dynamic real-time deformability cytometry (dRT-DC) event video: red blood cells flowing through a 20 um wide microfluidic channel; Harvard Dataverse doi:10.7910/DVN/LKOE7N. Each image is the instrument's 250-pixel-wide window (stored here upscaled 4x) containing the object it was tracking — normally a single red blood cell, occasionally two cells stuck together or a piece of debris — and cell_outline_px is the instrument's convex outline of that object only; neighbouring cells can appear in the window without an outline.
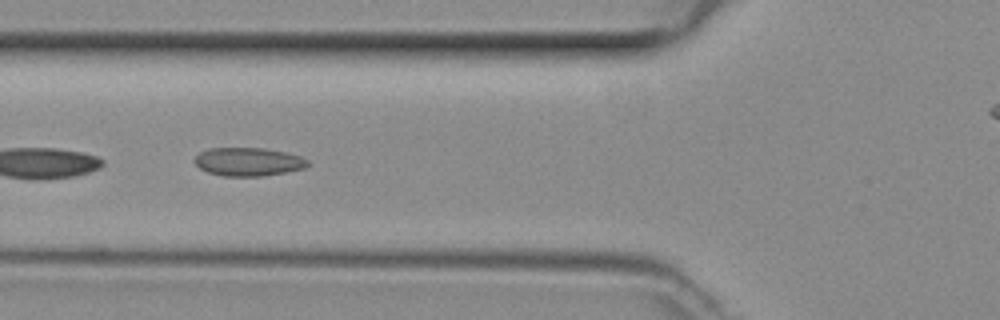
{"species": "common noctule bat (a hibernating species)", "species_latin": "Nyctalus noctula", "temperature_condition": "room temperature", "stored_images_in_passage": 21, "camera_frame_rate_fps": 3000, "um_per_image_px": 0.085, "animal": {"sex": "female", "body_mass_g": 29.2, "forearm_length_mm": 56.3}, "frame": {"image": 1, "passage_image": 15, "time_ms": 4.667, "image_size_px": [1000, 320], "cell_outline_px": [[308, 164], [304, 168], [264, 176], [224, 176], [208, 172], [200, 168], [192, 160], [200, 152], [208, 148], [264, 148], [284, 152], [300, 156], [308, 160]], "centroid_in_image_um": [21.07, 13.75], "position_along_channel_um": 104.7, "area_um2": 18.61}}
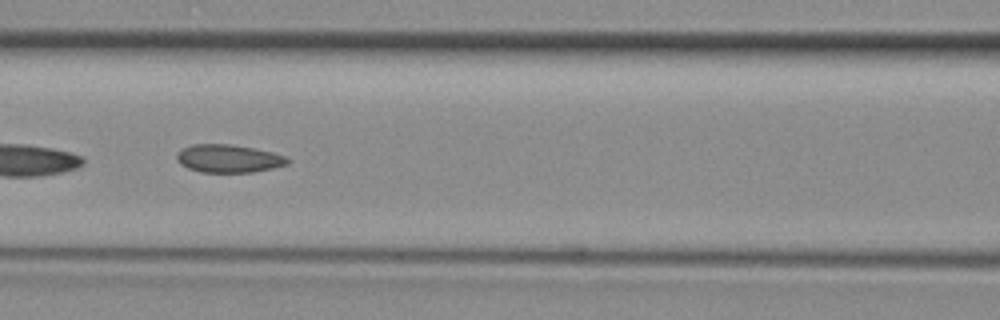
{"frame": {"image": 2, "passage_image": 18, "time_ms": 5.667, "image_size_px": [1000, 320], "cell_outline_px": [[288, 164], [272, 168], [252, 172], [200, 172], [188, 168], [180, 164], [176, 160], [176, 152], [180, 148], [192, 144], [228, 144], [252, 148], [272, 152], [284, 156], [288, 160]], "centroid_in_image_um": [19.34, 13.47], "position_along_channel_um": 147.3, "area_um2": 18.03}}